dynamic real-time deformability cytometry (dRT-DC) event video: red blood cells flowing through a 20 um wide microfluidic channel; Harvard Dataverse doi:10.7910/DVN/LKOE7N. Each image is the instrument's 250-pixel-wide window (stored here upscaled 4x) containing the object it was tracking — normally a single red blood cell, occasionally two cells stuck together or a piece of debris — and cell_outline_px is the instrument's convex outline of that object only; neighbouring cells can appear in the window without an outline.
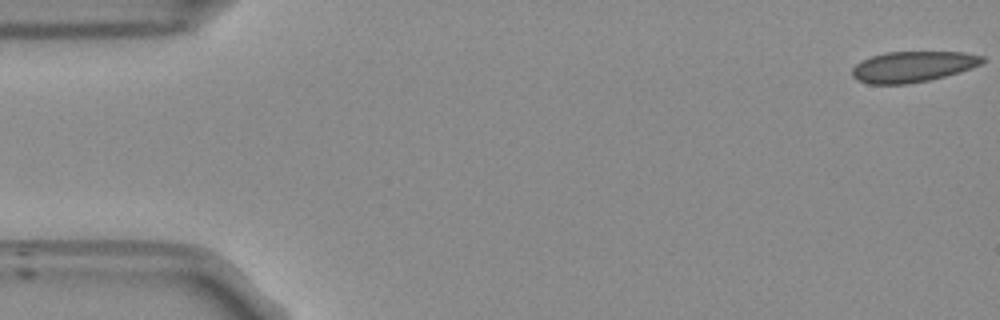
{"species": "Egyptian fruit bat (a non-hibernating species)", "species_latin": "Rousettus aegyptiacus", "temperature_condition": "room temperature", "stored_images_in_passage": 47, "camera_frame_rate_fps": 3000, "um_per_image_px": 0.085, "frame": {"image": 1, "passage_image": 1, "time_ms": 0.0, "image_size_px": [1000, 320], "cell_outline_px": [[984, 60], [980, 64], [944, 76], [928, 80], [908, 84], [868, 84], [852, 76], [852, 68], [856, 64], [872, 56], [884, 52], [964, 52], [984, 56]], "centroid_in_image_um": [77.55, 5.66], "position_along_channel_um": 7.4, "area_um2": 23.0}}
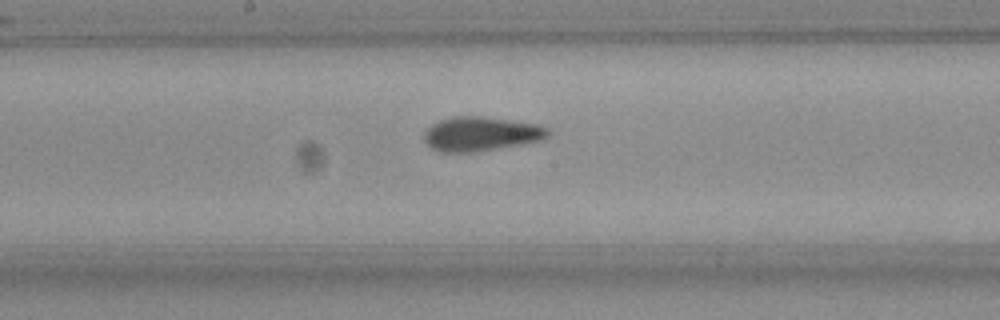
{"frame": {"image": 2, "passage_image": 27, "time_ms": 8.667, "image_size_px": [1000, 320], "cell_outline_px": [[552, 132], [548, 136], [540, 140], [520, 144], [472, 152], [440, 152], [432, 148], [424, 140], [424, 132], [432, 124], [440, 120], [452, 116], [484, 116], [536, 124], [548, 128]], "centroid_in_image_um": [40.86, 11.37], "position_along_channel_um": 207.3, "area_um2": 24.57}}
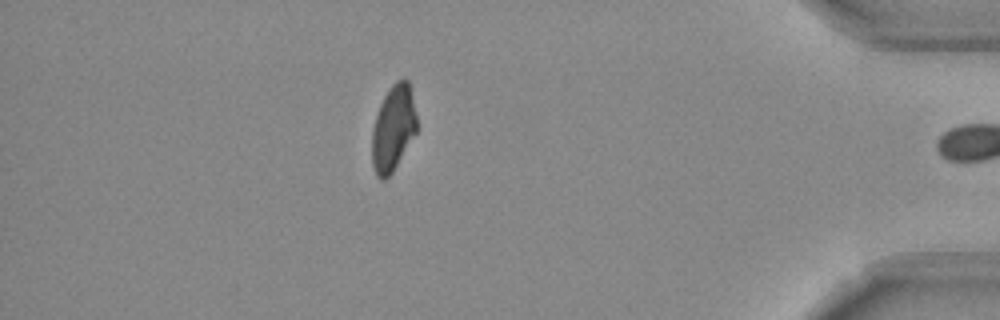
{"frame": {"image": 3, "passage_image": 46, "time_ms": 15.0, "image_size_px": [1000, 320], "cell_outline_px": [[416, 132], [392, 172], [384, 180], [380, 180], [376, 176], [372, 164], [372, 128], [380, 104], [384, 96], [392, 84], [396, 80], [404, 76], [408, 80], [416, 116]], "centroid_in_image_um": [33.4, 10.89], "position_along_channel_um": 401.8, "area_um2": 22.2}, "authors_computed_cell_mechanics": {"area_um2": 23.8714, "velocity_mm_per_s": 3.8115, "shape_relaxation_time_tau1_ms": null, "shape_relaxation_time_tau2_ms": 1.3569, "deformation_change_tau1": null, "deformation_change_tau2": 0.0468}}